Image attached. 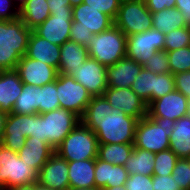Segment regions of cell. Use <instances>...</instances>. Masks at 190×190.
Returning <instances> with one entry per match:
<instances>
[{
    "label": "cell",
    "mask_w": 190,
    "mask_h": 190,
    "mask_svg": "<svg viewBox=\"0 0 190 190\" xmlns=\"http://www.w3.org/2000/svg\"><path fill=\"white\" fill-rule=\"evenodd\" d=\"M139 120L113 109L104 95L92 96L81 122L97 136L98 144L134 143Z\"/></svg>",
    "instance_id": "1"
},
{
    "label": "cell",
    "mask_w": 190,
    "mask_h": 190,
    "mask_svg": "<svg viewBox=\"0 0 190 190\" xmlns=\"http://www.w3.org/2000/svg\"><path fill=\"white\" fill-rule=\"evenodd\" d=\"M81 122V118L65 108L43 114H32L31 137L56 149L64 138Z\"/></svg>",
    "instance_id": "2"
},
{
    "label": "cell",
    "mask_w": 190,
    "mask_h": 190,
    "mask_svg": "<svg viewBox=\"0 0 190 190\" xmlns=\"http://www.w3.org/2000/svg\"><path fill=\"white\" fill-rule=\"evenodd\" d=\"M32 30L20 18L0 20V71L15 70L26 55Z\"/></svg>",
    "instance_id": "3"
},
{
    "label": "cell",
    "mask_w": 190,
    "mask_h": 190,
    "mask_svg": "<svg viewBox=\"0 0 190 190\" xmlns=\"http://www.w3.org/2000/svg\"><path fill=\"white\" fill-rule=\"evenodd\" d=\"M175 122L169 118L150 117L149 115L143 117L136 126L134 148H140L155 154L169 149V138Z\"/></svg>",
    "instance_id": "4"
},
{
    "label": "cell",
    "mask_w": 190,
    "mask_h": 190,
    "mask_svg": "<svg viewBox=\"0 0 190 190\" xmlns=\"http://www.w3.org/2000/svg\"><path fill=\"white\" fill-rule=\"evenodd\" d=\"M127 36L115 25L94 34L87 45L88 55L100 64L110 66L126 56Z\"/></svg>",
    "instance_id": "5"
},
{
    "label": "cell",
    "mask_w": 190,
    "mask_h": 190,
    "mask_svg": "<svg viewBox=\"0 0 190 190\" xmlns=\"http://www.w3.org/2000/svg\"><path fill=\"white\" fill-rule=\"evenodd\" d=\"M67 161L96 159L98 140L96 134L80 122L55 149Z\"/></svg>",
    "instance_id": "6"
},
{
    "label": "cell",
    "mask_w": 190,
    "mask_h": 190,
    "mask_svg": "<svg viewBox=\"0 0 190 190\" xmlns=\"http://www.w3.org/2000/svg\"><path fill=\"white\" fill-rule=\"evenodd\" d=\"M38 172L19 158L18 153L0 144V189L37 183Z\"/></svg>",
    "instance_id": "7"
},
{
    "label": "cell",
    "mask_w": 190,
    "mask_h": 190,
    "mask_svg": "<svg viewBox=\"0 0 190 190\" xmlns=\"http://www.w3.org/2000/svg\"><path fill=\"white\" fill-rule=\"evenodd\" d=\"M114 25L126 36L152 28V13L144 2L122 0Z\"/></svg>",
    "instance_id": "8"
},
{
    "label": "cell",
    "mask_w": 190,
    "mask_h": 190,
    "mask_svg": "<svg viewBox=\"0 0 190 190\" xmlns=\"http://www.w3.org/2000/svg\"><path fill=\"white\" fill-rule=\"evenodd\" d=\"M56 89L60 108L72 111L82 118L92 98L87 89L75 81L72 76L66 74L57 75Z\"/></svg>",
    "instance_id": "9"
},
{
    "label": "cell",
    "mask_w": 190,
    "mask_h": 190,
    "mask_svg": "<svg viewBox=\"0 0 190 190\" xmlns=\"http://www.w3.org/2000/svg\"><path fill=\"white\" fill-rule=\"evenodd\" d=\"M164 44L165 34L151 28L142 33L127 36L126 56L143 66L153 53L164 50Z\"/></svg>",
    "instance_id": "10"
},
{
    "label": "cell",
    "mask_w": 190,
    "mask_h": 190,
    "mask_svg": "<svg viewBox=\"0 0 190 190\" xmlns=\"http://www.w3.org/2000/svg\"><path fill=\"white\" fill-rule=\"evenodd\" d=\"M113 109H120L126 115L142 119L148 115V105L131 88L108 87L104 94Z\"/></svg>",
    "instance_id": "11"
},
{
    "label": "cell",
    "mask_w": 190,
    "mask_h": 190,
    "mask_svg": "<svg viewBox=\"0 0 190 190\" xmlns=\"http://www.w3.org/2000/svg\"><path fill=\"white\" fill-rule=\"evenodd\" d=\"M37 185L48 190H68V161L54 152L38 172Z\"/></svg>",
    "instance_id": "12"
},
{
    "label": "cell",
    "mask_w": 190,
    "mask_h": 190,
    "mask_svg": "<svg viewBox=\"0 0 190 190\" xmlns=\"http://www.w3.org/2000/svg\"><path fill=\"white\" fill-rule=\"evenodd\" d=\"M107 66L95 59H88L71 76L83 85L92 96H100L108 88Z\"/></svg>",
    "instance_id": "13"
},
{
    "label": "cell",
    "mask_w": 190,
    "mask_h": 190,
    "mask_svg": "<svg viewBox=\"0 0 190 190\" xmlns=\"http://www.w3.org/2000/svg\"><path fill=\"white\" fill-rule=\"evenodd\" d=\"M32 114L9 113L1 145L14 152H19L31 137Z\"/></svg>",
    "instance_id": "14"
},
{
    "label": "cell",
    "mask_w": 190,
    "mask_h": 190,
    "mask_svg": "<svg viewBox=\"0 0 190 190\" xmlns=\"http://www.w3.org/2000/svg\"><path fill=\"white\" fill-rule=\"evenodd\" d=\"M72 22V10L54 12L33 31L51 43L61 46L70 40Z\"/></svg>",
    "instance_id": "15"
},
{
    "label": "cell",
    "mask_w": 190,
    "mask_h": 190,
    "mask_svg": "<svg viewBox=\"0 0 190 190\" xmlns=\"http://www.w3.org/2000/svg\"><path fill=\"white\" fill-rule=\"evenodd\" d=\"M23 84L43 86L56 80L58 71L55 67L24 55L15 69Z\"/></svg>",
    "instance_id": "16"
},
{
    "label": "cell",
    "mask_w": 190,
    "mask_h": 190,
    "mask_svg": "<svg viewBox=\"0 0 190 190\" xmlns=\"http://www.w3.org/2000/svg\"><path fill=\"white\" fill-rule=\"evenodd\" d=\"M189 99L177 90L154 100L148 106L150 117L169 118L173 121L188 115Z\"/></svg>",
    "instance_id": "17"
},
{
    "label": "cell",
    "mask_w": 190,
    "mask_h": 190,
    "mask_svg": "<svg viewBox=\"0 0 190 190\" xmlns=\"http://www.w3.org/2000/svg\"><path fill=\"white\" fill-rule=\"evenodd\" d=\"M72 21L77 22V27L88 28L94 34L108 30L114 25V20L110 16L84 2L72 7Z\"/></svg>",
    "instance_id": "18"
},
{
    "label": "cell",
    "mask_w": 190,
    "mask_h": 190,
    "mask_svg": "<svg viewBox=\"0 0 190 190\" xmlns=\"http://www.w3.org/2000/svg\"><path fill=\"white\" fill-rule=\"evenodd\" d=\"M142 68L143 66L135 62L132 58L123 57L115 64L107 66L106 76L108 87L130 88Z\"/></svg>",
    "instance_id": "19"
},
{
    "label": "cell",
    "mask_w": 190,
    "mask_h": 190,
    "mask_svg": "<svg viewBox=\"0 0 190 190\" xmlns=\"http://www.w3.org/2000/svg\"><path fill=\"white\" fill-rule=\"evenodd\" d=\"M26 56L46 63L58 70L60 46L42 38L32 30L27 46Z\"/></svg>",
    "instance_id": "20"
},
{
    "label": "cell",
    "mask_w": 190,
    "mask_h": 190,
    "mask_svg": "<svg viewBox=\"0 0 190 190\" xmlns=\"http://www.w3.org/2000/svg\"><path fill=\"white\" fill-rule=\"evenodd\" d=\"M22 88L23 82L16 70L0 71V111L12 113Z\"/></svg>",
    "instance_id": "21"
},
{
    "label": "cell",
    "mask_w": 190,
    "mask_h": 190,
    "mask_svg": "<svg viewBox=\"0 0 190 190\" xmlns=\"http://www.w3.org/2000/svg\"><path fill=\"white\" fill-rule=\"evenodd\" d=\"M128 173L123 165H113L102 161L98 157L95 159V187L99 189L122 187L128 178Z\"/></svg>",
    "instance_id": "22"
},
{
    "label": "cell",
    "mask_w": 190,
    "mask_h": 190,
    "mask_svg": "<svg viewBox=\"0 0 190 190\" xmlns=\"http://www.w3.org/2000/svg\"><path fill=\"white\" fill-rule=\"evenodd\" d=\"M88 57L87 46L80 45L71 40L66 41L60 46L58 74L71 76Z\"/></svg>",
    "instance_id": "23"
},
{
    "label": "cell",
    "mask_w": 190,
    "mask_h": 190,
    "mask_svg": "<svg viewBox=\"0 0 190 190\" xmlns=\"http://www.w3.org/2000/svg\"><path fill=\"white\" fill-rule=\"evenodd\" d=\"M54 152L55 149L48 143L28 137L25 145L18 152V156L30 167L39 172Z\"/></svg>",
    "instance_id": "24"
},
{
    "label": "cell",
    "mask_w": 190,
    "mask_h": 190,
    "mask_svg": "<svg viewBox=\"0 0 190 190\" xmlns=\"http://www.w3.org/2000/svg\"><path fill=\"white\" fill-rule=\"evenodd\" d=\"M50 15L47 0L19 2V18L31 30L42 24Z\"/></svg>",
    "instance_id": "25"
},
{
    "label": "cell",
    "mask_w": 190,
    "mask_h": 190,
    "mask_svg": "<svg viewBox=\"0 0 190 190\" xmlns=\"http://www.w3.org/2000/svg\"><path fill=\"white\" fill-rule=\"evenodd\" d=\"M169 140V149L179 159H190V115L176 120Z\"/></svg>",
    "instance_id": "26"
},
{
    "label": "cell",
    "mask_w": 190,
    "mask_h": 190,
    "mask_svg": "<svg viewBox=\"0 0 190 190\" xmlns=\"http://www.w3.org/2000/svg\"><path fill=\"white\" fill-rule=\"evenodd\" d=\"M95 159L68 161L69 187H95Z\"/></svg>",
    "instance_id": "27"
},
{
    "label": "cell",
    "mask_w": 190,
    "mask_h": 190,
    "mask_svg": "<svg viewBox=\"0 0 190 190\" xmlns=\"http://www.w3.org/2000/svg\"><path fill=\"white\" fill-rule=\"evenodd\" d=\"M155 153L140 148H134L124 165L128 175L139 173L140 175L152 176L154 173Z\"/></svg>",
    "instance_id": "28"
},
{
    "label": "cell",
    "mask_w": 190,
    "mask_h": 190,
    "mask_svg": "<svg viewBox=\"0 0 190 190\" xmlns=\"http://www.w3.org/2000/svg\"><path fill=\"white\" fill-rule=\"evenodd\" d=\"M186 26L181 12L176 7L166 8L165 10L152 13V28L164 34Z\"/></svg>",
    "instance_id": "29"
},
{
    "label": "cell",
    "mask_w": 190,
    "mask_h": 190,
    "mask_svg": "<svg viewBox=\"0 0 190 190\" xmlns=\"http://www.w3.org/2000/svg\"><path fill=\"white\" fill-rule=\"evenodd\" d=\"M15 114H40V87L23 84L20 96L13 106Z\"/></svg>",
    "instance_id": "30"
},
{
    "label": "cell",
    "mask_w": 190,
    "mask_h": 190,
    "mask_svg": "<svg viewBox=\"0 0 190 190\" xmlns=\"http://www.w3.org/2000/svg\"><path fill=\"white\" fill-rule=\"evenodd\" d=\"M134 150L133 143L127 144H98V158L113 165H125L126 160Z\"/></svg>",
    "instance_id": "31"
},
{
    "label": "cell",
    "mask_w": 190,
    "mask_h": 190,
    "mask_svg": "<svg viewBox=\"0 0 190 190\" xmlns=\"http://www.w3.org/2000/svg\"><path fill=\"white\" fill-rule=\"evenodd\" d=\"M155 78V73L142 68L130 87L148 106L155 100Z\"/></svg>",
    "instance_id": "32"
},
{
    "label": "cell",
    "mask_w": 190,
    "mask_h": 190,
    "mask_svg": "<svg viewBox=\"0 0 190 190\" xmlns=\"http://www.w3.org/2000/svg\"><path fill=\"white\" fill-rule=\"evenodd\" d=\"M178 160L179 158L171 149H167L156 153L154 160L153 175L157 176L172 175V171Z\"/></svg>",
    "instance_id": "33"
},
{
    "label": "cell",
    "mask_w": 190,
    "mask_h": 190,
    "mask_svg": "<svg viewBox=\"0 0 190 190\" xmlns=\"http://www.w3.org/2000/svg\"><path fill=\"white\" fill-rule=\"evenodd\" d=\"M167 55L171 74L190 71V49L188 46L168 51Z\"/></svg>",
    "instance_id": "34"
},
{
    "label": "cell",
    "mask_w": 190,
    "mask_h": 190,
    "mask_svg": "<svg viewBox=\"0 0 190 190\" xmlns=\"http://www.w3.org/2000/svg\"><path fill=\"white\" fill-rule=\"evenodd\" d=\"M60 108L56 80L40 87V114Z\"/></svg>",
    "instance_id": "35"
},
{
    "label": "cell",
    "mask_w": 190,
    "mask_h": 190,
    "mask_svg": "<svg viewBox=\"0 0 190 190\" xmlns=\"http://www.w3.org/2000/svg\"><path fill=\"white\" fill-rule=\"evenodd\" d=\"M190 44V27H182L165 34V51H173Z\"/></svg>",
    "instance_id": "36"
},
{
    "label": "cell",
    "mask_w": 190,
    "mask_h": 190,
    "mask_svg": "<svg viewBox=\"0 0 190 190\" xmlns=\"http://www.w3.org/2000/svg\"><path fill=\"white\" fill-rule=\"evenodd\" d=\"M172 177L180 190H190V159H179L172 171Z\"/></svg>",
    "instance_id": "37"
},
{
    "label": "cell",
    "mask_w": 190,
    "mask_h": 190,
    "mask_svg": "<svg viewBox=\"0 0 190 190\" xmlns=\"http://www.w3.org/2000/svg\"><path fill=\"white\" fill-rule=\"evenodd\" d=\"M143 68L155 74L170 73L167 51L161 50L153 53L147 62H145Z\"/></svg>",
    "instance_id": "38"
},
{
    "label": "cell",
    "mask_w": 190,
    "mask_h": 190,
    "mask_svg": "<svg viewBox=\"0 0 190 190\" xmlns=\"http://www.w3.org/2000/svg\"><path fill=\"white\" fill-rule=\"evenodd\" d=\"M83 2L115 20L122 0H83Z\"/></svg>",
    "instance_id": "39"
},
{
    "label": "cell",
    "mask_w": 190,
    "mask_h": 190,
    "mask_svg": "<svg viewBox=\"0 0 190 190\" xmlns=\"http://www.w3.org/2000/svg\"><path fill=\"white\" fill-rule=\"evenodd\" d=\"M175 90L174 76L171 73L156 74L155 100Z\"/></svg>",
    "instance_id": "40"
},
{
    "label": "cell",
    "mask_w": 190,
    "mask_h": 190,
    "mask_svg": "<svg viewBox=\"0 0 190 190\" xmlns=\"http://www.w3.org/2000/svg\"><path fill=\"white\" fill-rule=\"evenodd\" d=\"M152 176H145L136 173L129 175L124 187L126 190H153Z\"/></svg>",
    "instance_id": "41"
},
{
    "label": "cell",
    "mask_w": 190,
    "mask_h": 190,
    "mask_svg": "<svg viewBox=\"0 0 190 190\" xmlns=\"http://www.w3.org/2000/svg\"><path fill=\"white\" fill-rule=\"evenodd\" d=\"M19 18V1L0 0V20H16Z\"/></svg>",
    "instance_id": "42"
},
{
    "label": "cell",
    "mask_w": 190,
    "mask_h": 190,
    "mask_svg": "<svg viewBox=\"0 0 190 190\" xmlns=\"http://www.w3.org/2000/svg\"><path fill=\"white\" fill-rule=\"evenodd\" d=\"M94 33L90 29H84L83 27H77V22H72L70 30V40L80 45L87 46L93 39Z\"/></svg>",
    "instance_id": "43"
},
{
    "label": "cell",
    "mask_w": 190,
    "mask_h": 190,
    "mask_svg": "<svg viewBox=\"0 0 190 190\" xmlns=\"http://www.w3.org/2000/svg\"><path fill=\"white\" fill-rule=\"evenodd\" d=\"M152 181H153V190H180L179 186L176 185V181L172 177V175L169 176H157L152 175Z\"/></svg>",
    "instance_id": "44"
},
{
    "label": "cell",
    "mask_w": 190,
    "mask_h": 190,
    "mask_svg": "<svg viewBox=\"0 0 190 190\" xmlns=\"http://www.w3.org/2000/svg\"><path fill=\"white\" fill-rule=\"evenodd\" d=\"M174 76L175 90L190 99V71L180 72Z\"/></svg>",
    "instance_id": "45"
},
{
    "label": "cell",
    "mask_w": 190,
    "mask_h": 190,
    "mask_svg": "<svg viewBox=\"0 0 190 190\" xmlns=\"http://www.w3.org/2000/svg\"><path fill=\"white\" fill-rule=\"evenodd\" d=\"M145 4L151 13H155L166 8L175 7V0H147Z\"/></svg>",
    "instance_id": "46"
},
{
    "label": "cell",
    "mask_w": 190,
    "mask_h": 190,
    "mask_svg": "<svg viewBox=\"0 0 190 190\" xmlns=\"http://www.w3.org/2000/svg\"><path fill=\"white\" fill-rule=\"evenodd\" d=\"M50 14L57 12H66V10H72L70 0H47Z\"/></svg>",
    "instance_id": "47"
},
{
    "label": "cell",
    "mask_w": 190,
    "mask_h": 190,
    "mask_svg": "<svg viewBox=\"0 0 190 190\" xmlns=\"http://www.w3.org/2000/svg\"><path fill=\"white\" fill-rule=\"evenodd\" d=\"M175 7L179 9L186 25L190 27V0H175Z\"/></svg>",
    "instance_id": "48"
},
{
    "label": "cell",
    "mask_w": 190,
    "mask_h": 190,
    "mask_svg": "<svg viewBox=\"0 0 190 190\" xmlns=\"http://www.w3.org/2000/svg\"><path fill=\"white\" fill-rule=\"evenodd\" d=\"M7 117H8L7 113L0 111V143L3 139Z\"/></svg>",
    "instance_id": "49"
},
{
    "label": "cell",
    "mask_w": 190,
    "mask_h": 190,
    "mask_svg": "<svg viewBox=\"0 0 190 190\" xmlns=\"http://www.w3.org/2000/svg\"><path fill=\"white\" fill-rule=\"evenodd\" d=\"M6 190H35V183L16 186V187H10V188H8Z\"/></svg>",
    "instance_id": "50"
},
{
    "label": "cell",
    "mask_w": 190,
    "mask_h": 190,
    "mask_svg": "<svg viewBox=\"0 0 190 190\" xmlns=\"http://www.w3.org/2000/svg\"><path fill=\"white\" fill-rule=\"evenodd\" d=\"M68 190H101V189L96 187H81V188L69 187Z\"/></svg>",
    "instance_id": "51"
},
{
    "label": "cell",
    "mask_w": 190,
    "mask_h": 190,
    "mask_svg": "<svg viewBox=\"0 0 190 190\" xmlns=\"http://www.w3.org/2000/svg\"><path fill=\"white\" fill-rule=\"evenodd\" d=\"M81 3H83V0H70L71 7L77 6Z\"/></svg>",
    "instance_id": "52"
},
{
    "label": "cell",
    "mask_w": 190,
    "mask_h": 190,
    "mask_svg": "<svg viewBox=\"0 0 190 190\" xmlns=\"http://www.w3.org/2000/svg\"><path fill=\"white\" fill-rule=\"evenodd\" d=\"M101 190H126V188L124 186L122 187L116 186V187H111V188H103Z\"/></svg>",
    "instance_id": "53"
},
{
    "label": "cell",
    "mask_w": 190,
    "mask_h": 190,
    "mask_svg": "<svg viewBox=\"0 0 190 190\" xmlns=\"http://www.w3.org/2000/svg\"><path fill=\"white\" fill-rule=\"evenodd\" d=\"M35 190H48V189H44V188L38 186L37 183H35Z\"/></svg>",
    "instance_id": "54"
},
{
    "label": "cell",
    "mask_w": 190,
    "mask_h": 190,
    "mask_svg": "<svg viewBox=\"0 0 190 190\" xmlns=\"http://www.w3.org/2000/svg\"><path fill=\"white\" fill-rule=\"evenodd\" d=\"M128 1H137V2H146L147 0H128Z\"/></svg>",
    "instance_id": "55"
},
{
    "label": "cell",
    "mask_w": 190,
    "mask_h": 190,
    "mask_svg": "<svg viewBox=\"0 0 190 190\" xmlns=\"http://www.w3.org/2000/svg\"><path fill=\"white\" fill-rule=\"evenodd\" d=\"M189 105H188V115H190V99H189Z\"/></svg>",
    "instance_id": "56"
}]
</instances>
